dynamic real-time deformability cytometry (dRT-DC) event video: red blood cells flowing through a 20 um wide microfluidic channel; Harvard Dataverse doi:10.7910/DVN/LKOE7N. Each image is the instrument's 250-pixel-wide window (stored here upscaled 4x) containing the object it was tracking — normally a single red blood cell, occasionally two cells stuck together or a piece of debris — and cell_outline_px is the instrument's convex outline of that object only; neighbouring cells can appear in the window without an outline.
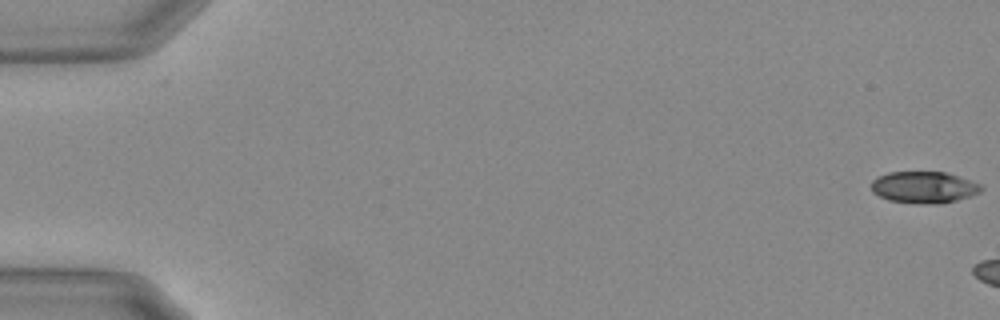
{"species": "Egyptian fruit bat (a non-hibernating species)", "species_latin": "Rousettus aegyptiacus", "temperature_condition": "warm", "stored_images_in_passage": 13, "camera_frame_rate_fps": 3000, "um_per_image_px": 0.085, "animal": {"sex": "female"}, "frame": {"image": 1, "passage_image": 1, "time_ms": 0.0, "image_size_px": [1000, 320], "cell_outline_px": [[984, 188], [980, 192], [956, 200], [940, 204], [912, 204], [888, 200], [872, 192], [872, 180], [888, 172], [944, 172], [980, 184]], "centroid_in_image_um": [78.5, 15.94], "position_along_channel_um": 6.5, "area_um2": 20.17}}